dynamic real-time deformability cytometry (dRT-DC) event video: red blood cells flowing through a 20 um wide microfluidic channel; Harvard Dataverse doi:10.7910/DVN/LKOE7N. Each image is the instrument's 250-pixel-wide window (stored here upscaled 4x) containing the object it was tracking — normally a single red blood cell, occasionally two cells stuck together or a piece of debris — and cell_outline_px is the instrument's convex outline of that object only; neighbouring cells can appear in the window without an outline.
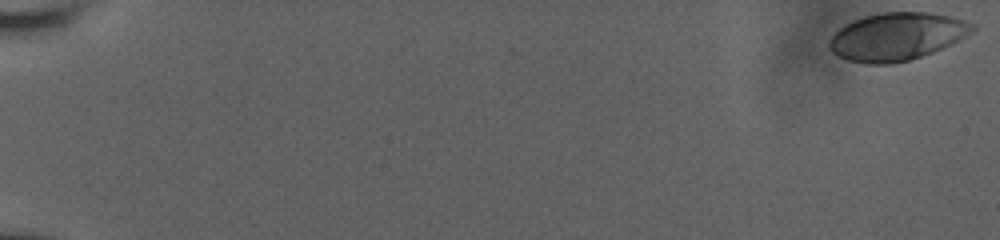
{"species": "human", "species_latin": "Homo sapiens", "temperature_condition": "room temperature", "stored_images_in_passage": 52, "camera_frame_rate_fps": 3000, "um_per_image_px": 0.085, "donor": {"sex": "male"}, "frame": {"image": 1, "passage_image": 1, "time_ms": 0.0, "image_size_px": [1000, 240], "cell_outline_px": [[976, 28], [972, 32], [952, 44], [944, 48], [908, 60], [888, 64], [864, 64], [848, 60], [832, 52], [828, 48], [828, 40], [840, 28], [856, 20], [868, 16], [884, 12], [928, 12], [952, 16], [976, 24]], "centroid_in_image_um": [76.27, 3.11], "position_along_channel_um": 8.7, "area_um2": 39.59}}
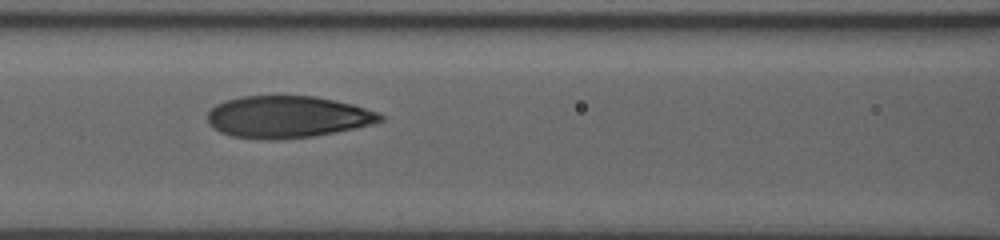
{"frame": {"image": 2, "passage_image": 34, "time_ms": 9.333, "image_size_px": [1000, 240], "cell_outline_px": [[384, 120], [372, 124], [336, 132], [312, 136], [276, 140], [268, 140], [232, 136], [220, 132], [212, 128], [208, 124], [208, 112], [216, 104], [224, 100], [240, 96], [316, 96], [336, 100], [352, 104], [380, 112], [384, 116]], "centroid_in_image_um": [24.43, 9.93], "position_along_channel_um": 142.2, "area_um2": 42.48}}
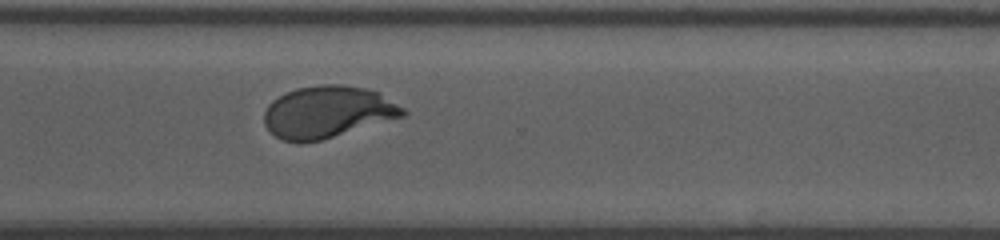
{"frame": {"image": 3, "passage_image": 52, "time_ms": 14.667, "image_size_px": [1000, 240], "cell_outline_px": [[408, 112], [404, 116], [320, 140], [280, 140], [264, 124], [264, 112], [268, 104], [272, 100], [296, 88], [320, 84], [340, 84], [364, 88], [380, 92], [404, 108]], "centroid_in_image_um": [27.86, 9.48], "position_along_channel_um": 342.7, "area_um2": 41.44}}